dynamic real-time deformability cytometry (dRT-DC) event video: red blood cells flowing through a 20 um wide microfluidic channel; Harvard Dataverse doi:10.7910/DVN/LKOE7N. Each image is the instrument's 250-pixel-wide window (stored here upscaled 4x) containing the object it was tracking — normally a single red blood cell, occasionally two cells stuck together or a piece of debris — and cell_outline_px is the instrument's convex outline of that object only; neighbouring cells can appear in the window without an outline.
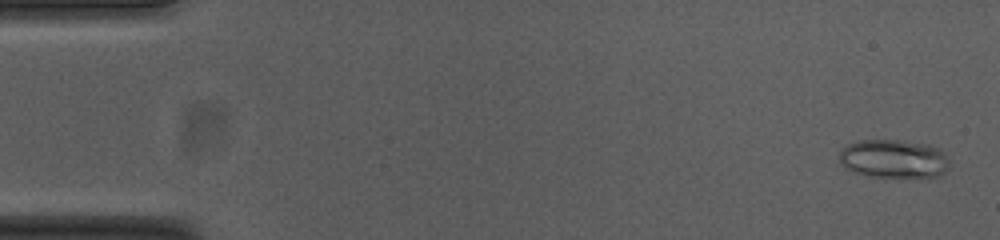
{"species": "common noctule bat (a hibernating species)", "species_latin": "Nyctalus noctula", "temperature_condition": "cold", "stored_images_in_passage": 55, "segment_of_instrument_passage": [1, 2], "camera_frame_rate_fps": 3000, "um_per_image_px": 0.085, "animal": {"sex": "female", "body_mass_g": 23.0, "forearm_length_mm": 53.4}, "frame": {"image": 1, "passage_image": 2, "time_ms": 0.333, "image_size_px": [1000, 240], "cell_outline_px": [[948, 168], [944, 172], [936, 176], [868, 176], [852, 172], [840, 160], [840, 152], [848, 144], [856, 140], [900, 140], [928, 144], [944, 152], [948, 160]], "centroid_in_image_um": [75.96, 13.48], "position_along_channel_um": 9.0, "area_um2": 24.33}}
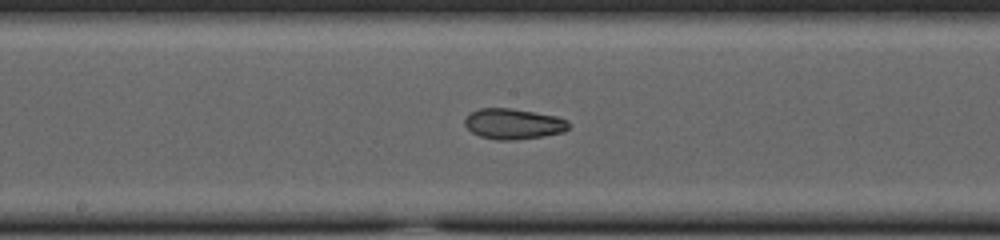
{"frame": {"image": 2, "passage_image": 28, "time_ms": 9.0, "image_size_px": [1000, 240], "cell_outline_px": [[568, 128], [564, 132], [544, 136], [512, 140], [496, 140], [480, 136], [472, 132], [464, 124], [464, 120], [472, 112], [480, 108], [512, 108], [556, 116], [568, 120]], "centroid_in_image_um": [43.64, 10.53], "position_along_channel_um": 204.6, "area_um2": 18.44}}
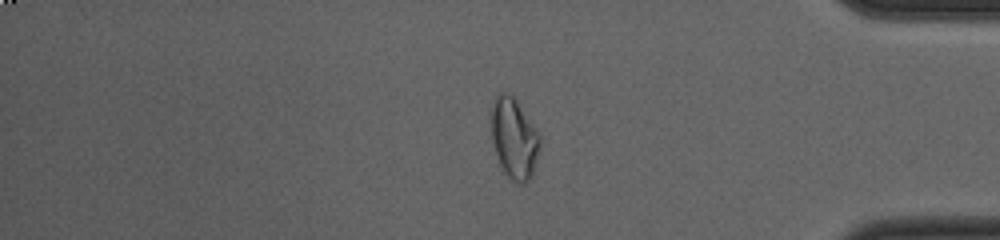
{"frame": {"image": 3, "passage_image": 45, "time_ms": 14.667, "image_size_px": [1000, 240], "cell_outline_px": [[540, 148], [532, 176], [524, 184], [520, 184], [512, 180], [504, 172], [500, 164], [492, 140], [492, 104], [496, 92], [504, 92], [512, 96], [516, 100], [540, 132]], "centroid_in_image_um": [43.72, 11.75], "position_along_channel_um": 391.5, "area_um2": 22.89}}